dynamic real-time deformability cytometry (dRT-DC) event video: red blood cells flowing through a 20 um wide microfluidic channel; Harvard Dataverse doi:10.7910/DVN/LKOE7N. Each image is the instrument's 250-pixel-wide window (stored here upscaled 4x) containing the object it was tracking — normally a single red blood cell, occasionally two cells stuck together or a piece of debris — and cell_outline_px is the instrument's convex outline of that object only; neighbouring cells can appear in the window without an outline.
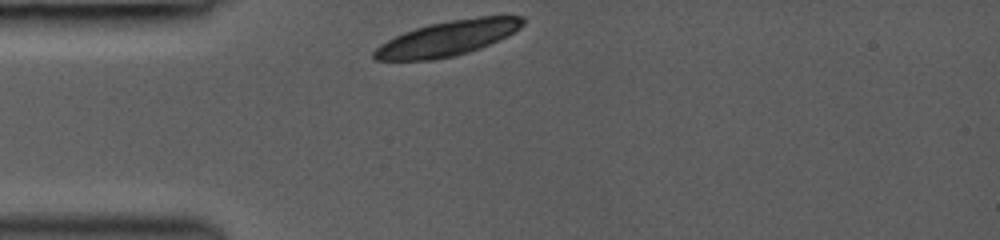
{"species": "common noctule bat (a hibernating species)", "species_latin": "Nyctalus noctula", "temperature_condition": "room temperature", "stored_images_in_passage": 17, "camera_frame_rate_fps": 3000, "um_per_image_px": 0.085, "animal": {"sex": "female", "body_mass_g": 19.0, "forearm_length_mm": 53.3}, "frame": {"image": 1, "passage_image": 1, "time_ms": 0.0, "image_size_px": [1000, 240], "cell_outline_px": [[524, 24], [520, 28], [508, 36], [480, 48], [468, 52], [452, 56], [432, 60], [376, 60], [372, 56], [372, 52], [380, 44], [404, 32], [428, 24], [452, 20], [480, 16], [524, 16]], "centroid_in_image_um": [38.06, 3.25], "position_along_channel_um": 46.9, "area_um2": 30.17}}
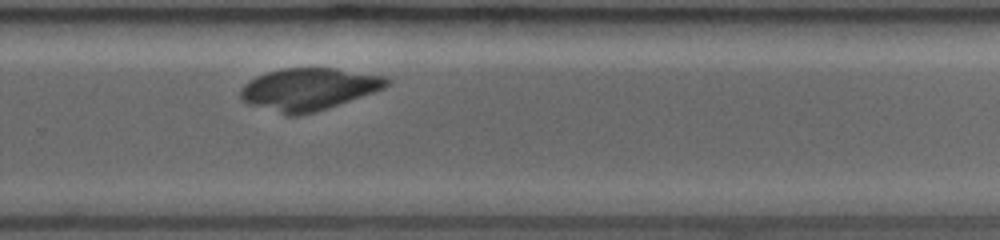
{"frame": {"image": 2, "passage_image": 17, "time_ms": 6.667, "image_size_px": [1000, 240], "cell_outline_px": [[392, 80], [384, 88], [376, 92], [316, 112], [300, 116], [288, 116], [248, 104], [240, 96], [240, 88], [248, 80], [256, 76], [280, 68], [336, 68], [388, 76]], "centroid_in_image_um": [26.26, 7.58], "position_along_channel_um": 303.5, "area_um2": 36.41}}